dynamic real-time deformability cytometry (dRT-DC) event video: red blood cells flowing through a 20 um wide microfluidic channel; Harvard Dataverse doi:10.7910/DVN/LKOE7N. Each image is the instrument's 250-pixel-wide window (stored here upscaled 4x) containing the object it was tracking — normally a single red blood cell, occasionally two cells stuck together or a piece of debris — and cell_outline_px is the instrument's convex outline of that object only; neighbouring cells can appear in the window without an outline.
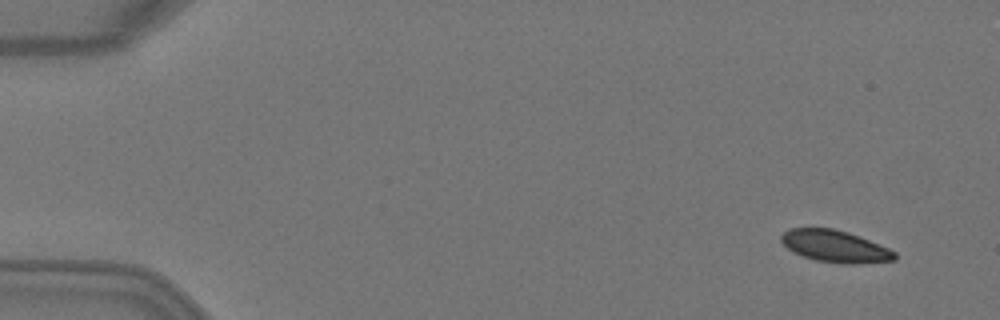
{"species": "Egyptian fruit bat (a non-hibernating species)", "species_latin": "Rousettus aegyptiacus", "temperature_condition": "warm", "stored_images_in_passage": 5, "camera_frame_rate_fps": 3000, "um_per_image_px": 0.085, "animal": {"sex": "female"}, "frame": {"image": 1, "passage_image": 1, "time_ms": 0.0, "image_size_px": [1000, 320], "cell_outline_px": [[896, 260], [852, 264], [844, 264], [816, 260], [792, 252], [780, 240], [780, 236], [788, 228], [832, 228], [848, 232], [888, 248], [896, 252]], "centroid_in_image_um": [70.96, 20.93], "position_along_channel_um": 14.0, "area_um2": 20.98}}
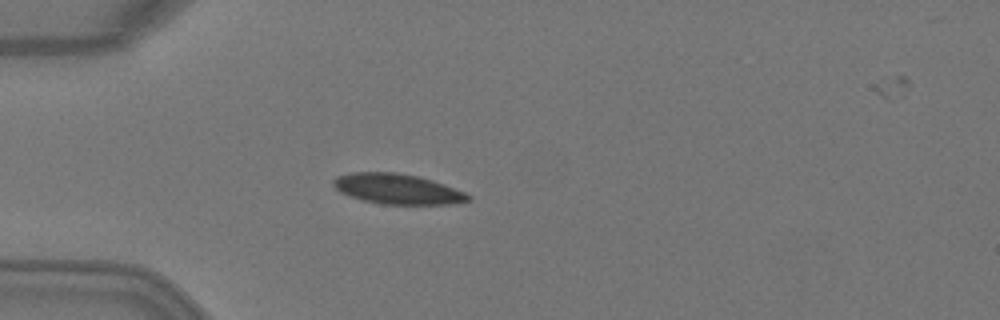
{"frame": {"image": 2, "passage_image": 4, "time_ms": 1.0, "image_size_px": [1000, 320], "cell_outline_px": [[472, 200], [452, 204], [380, 204], [364, 200], [340, 192], [332, 184], [332, 180], [336, 176], [352, 172], [396, 172], [420, 176], [444, 184], [464, 192], [472, 196]], "centroid_in_image_um": [33.79, 16.05], "position_along_channel_um": 51.2, "area_um2": 23.81}}